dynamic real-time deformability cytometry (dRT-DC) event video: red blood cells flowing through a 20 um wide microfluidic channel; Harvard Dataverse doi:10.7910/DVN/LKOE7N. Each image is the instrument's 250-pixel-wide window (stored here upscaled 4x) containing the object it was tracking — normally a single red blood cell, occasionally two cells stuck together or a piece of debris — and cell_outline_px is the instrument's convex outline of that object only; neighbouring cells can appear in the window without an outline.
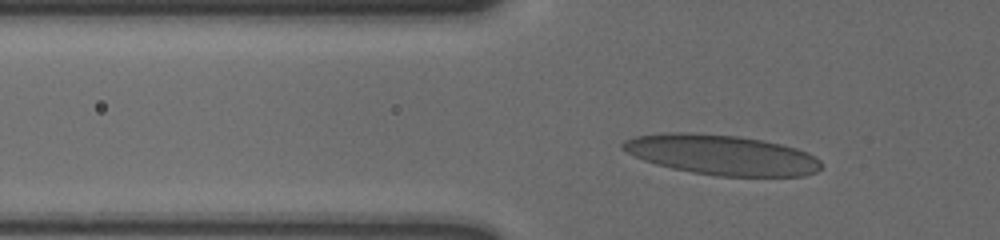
{"species": "human", "species_latin": "Homo sapiens", "temperature_condition": "cold", "stored_images_in_passage": 45, "camera_frame_rate_fps": 3000, "um_per_image_px": 0.085, "donor": {"sex": "male"}, "frame": {"image": 1, "passage_image": 13, "time_ms": 4.0, "image_size_px": [1000, 240], "cell_outline_px": [[824, 164], [816, 172], [804, 176], [716, 176], [692, 172], [672, 168], [656, 164], [644, 160], [620, 148], [620, 144], [624, 140], [636, 136], [664, 132], [688, 132], [740, 136], [764, 140], [796, 148], [808, 152], [816, 156]], "centroid_in_image_um": [61.36, 13.15], "position_along_channel_um": 64.4, "area_um2": 46.59}}
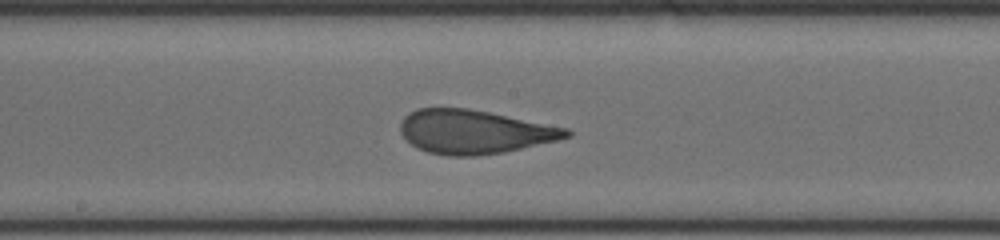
{"frame": {"image": 2, "passage_image": 26, "time_ms": 8.333, "image_size_px": [1000, 240], "cell_outline_px": [[572, 136], [556, 140], [504, 152], [476, 156], [448, 156], [428, 152], [416, 148], [400, 132], [400, 124], [404, 116], [416, 108], [468, 108], [568, 128], [572, 132]], "centroid_in_image_um": [40.29, 11.2], "position_along_channel_um": 207.9, "area_um2": 42.19}}
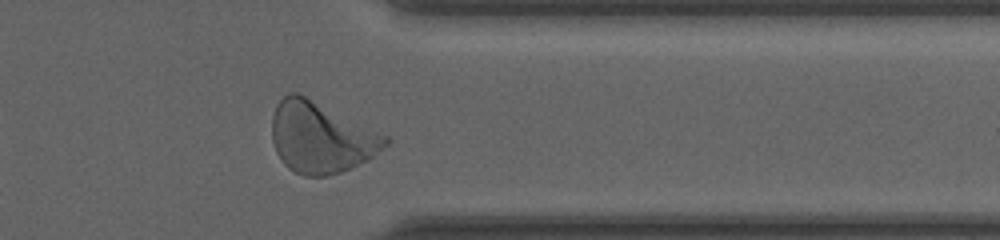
{"frame": {"image": 3, "passage_image": 41, "time_ms": 13.333, "image_size_px": [1000, 240], "cell_outline_px": [[392, 140], [388, 144], [372, 156], [340, 172], [328, 176], [304, 176], [288, 168], [284, 164], [276, 152], [272, 140], [272, 116], [276, 104], [288, 92], [296, 92], [388, 136]], "centroid_in_image_um": [27.24, 11.68], "position_along_channel_um": 384.2, "area_um2": 46.24}, "authors_computed_cell_mechanics": {"area_um2": 42.483, "velocity_mm_per_s": 3.5672, "shape_relaxation_time_tau1_ms": 5.6718, "shape_relaxation_time_tau2_ms": null, "deformation_change_tau1": 0.2075, "deformation_change_tau2": null}}